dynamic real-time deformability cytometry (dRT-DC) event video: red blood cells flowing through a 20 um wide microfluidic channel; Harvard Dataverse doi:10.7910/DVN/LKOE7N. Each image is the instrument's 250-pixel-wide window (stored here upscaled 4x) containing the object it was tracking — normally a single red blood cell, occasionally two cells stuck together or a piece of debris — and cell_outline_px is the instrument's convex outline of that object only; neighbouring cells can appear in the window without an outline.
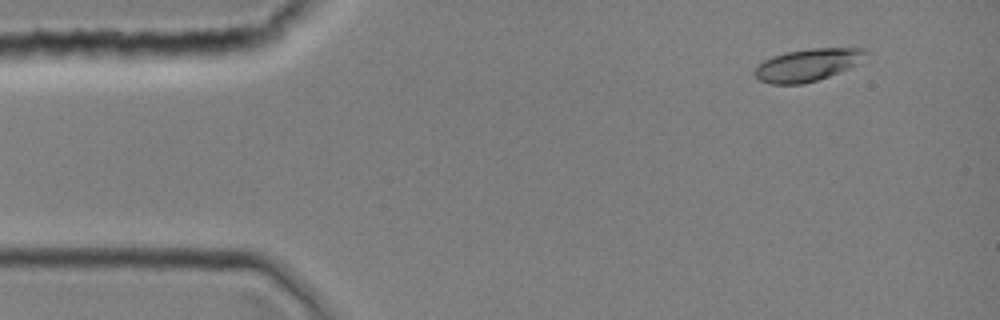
{"species": "common noctule bat (a hibernating species)", "species_latin": "Nyctalus noctula", "temperature_condition": "room temperature", "stored_images_in_passage": 8, "camera_frame_rate_fps": 3000, "um_per_image_px": 0.085, "animal": {"sex": "female", "body_mass_g": 19.0, "forearm_length_mm": 51.5}, "frame": {"image": 1, "passage_image": 1, "time_ms": 0.0, "image_size_px": [1000, 320], "cell_outline_px": [[868, 52], [856, 64], [848, 68], [828, 76], [816, 80], [800, 84], [772, 84], [760, 80], [752, 72], [764, 60], [772, 56], [784, 52], [812, 48], [864, 48]], "centroid_in_image_um": [68.61, 5.51], "position_along_channel_um": 16.4, "area_um2": 20.63}}
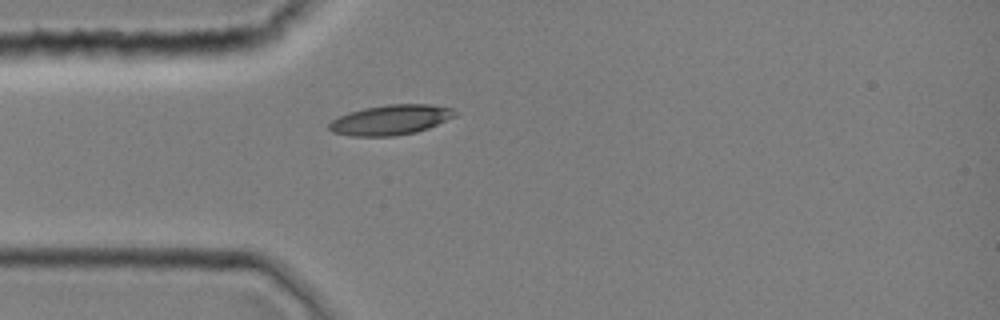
{"frame": {"image": 2, "passage_image": 8, "time_ms": 2.333, "image_size_px": [1000, 320], "cell_outline_px": [[456, 116], [428, 128], [416, 132], [392, 136], [352, 136], [332, 132], [328, 128], [328, 124], [332, 120], [348, 112], [364, 108], [388, 104], [432, 104], [452, 108], [456, 112]], "centroid_in_image_um": [33.2, 10.18], "position_along_channel_um": 51.8, "area_um2": 22.02}}